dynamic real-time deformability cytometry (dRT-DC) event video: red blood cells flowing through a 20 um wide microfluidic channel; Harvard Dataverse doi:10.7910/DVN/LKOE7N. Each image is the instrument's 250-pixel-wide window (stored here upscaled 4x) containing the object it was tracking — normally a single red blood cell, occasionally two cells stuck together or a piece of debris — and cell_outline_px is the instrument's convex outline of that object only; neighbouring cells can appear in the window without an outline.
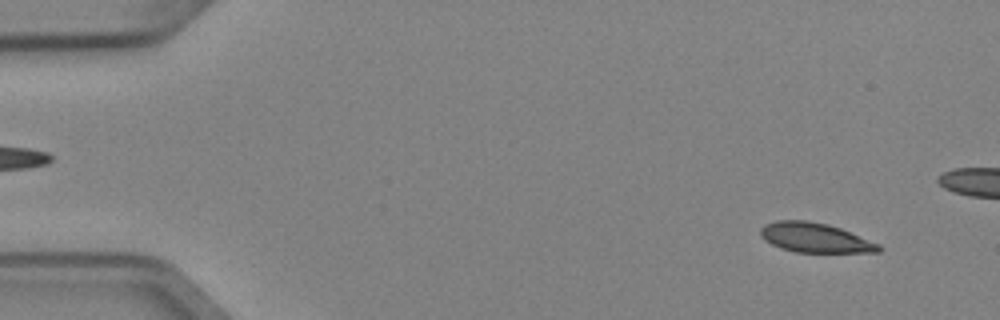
{"species": "Egyptian fruit bat (a non-hibernating species)", "species_latin": "Rousettus aegyptiacus", "temperature_condition": "cold", "stored_images_in_passage": 52, "camera_frame_rate_fps": 3000, "um_per_image_px": 0.085, "animal": {"sex": "female"}, "frame": {"image": 1, "passage_image": 4, "time_ms": 1.0, "image_size_px": [1000, 320], "cell_outline_px": [[880, 252], [796, 252], [780, 248], [764, 240], [760, 236], [760, 228], [764, 224], [776, 220], [804, 220], [828, 224], [840, 228], [880, 244]], "centroid_in_image_um": [69.23, 20.2], "position_along_channel_um": 15.8, "area_um2": 20.35}}
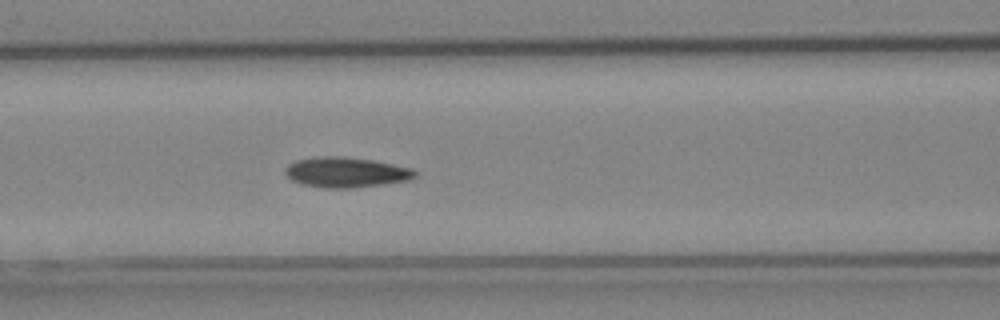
{"frame": {"image": 2, "passage_image": 22, "time_ms": 7.0, "image_size_px": [1000, 320], "cell_outline_px": [[416, 176], [408, 180], [384, 184], [348, 188], [324, 188], [304, 184], [292, 180], [284, 172], [284, 168], [288, 164], [296, 160], [320, 156], [344, 156], [372, 160], [412, 168], [416, 172]], "centroid_in_image_um": [29.39, 14.64], "position_along_channel_um": 137.2, "area_um2": 22.77}}
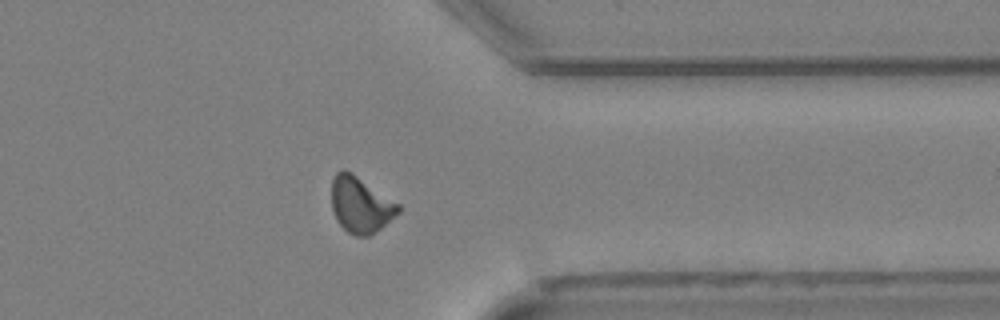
{"frame": {"image": 3, "passage_image": 41, "time_ms": 13.333, "image_size_px": [1000, 320], "cell_outline_px": [[400, 212], [376, 232], [368, 236], [356, 236], [348, 232], [336, 220], [332, 208], [332, 180], [336, 172], [340, 168], [344, 168], [352, 172], [400, 204]], "centroid_in_image_um": [30.65, 17.38], "position_along_channel_um": 380.8, "area_um2": 21.91}, "authors_computed_cell_mechanics": {"area_um2": 21.386, "velocity_mm_per_s": 3.9427, "shape_relaxation_time_tau1_ms": 5.1875, "shape_relaxation_time_tau2_ms": 8.4918, "deformation_change_tau1": 0.1336, "deformation_change_tau2": 0.139}}